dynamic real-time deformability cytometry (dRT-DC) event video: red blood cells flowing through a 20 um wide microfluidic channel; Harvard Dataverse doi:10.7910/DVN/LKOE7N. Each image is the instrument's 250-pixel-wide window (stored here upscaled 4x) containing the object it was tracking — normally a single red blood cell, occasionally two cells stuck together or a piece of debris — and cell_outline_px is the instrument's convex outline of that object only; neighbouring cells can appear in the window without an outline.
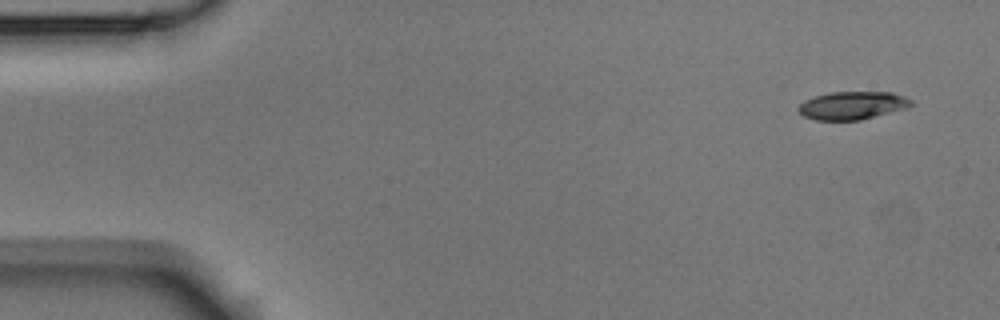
{"species": "Egyptian fruit bat (a non-hibernating species)", "species_latin": "Rousettus aegyptiacus", "temperature_condition": "room temperature", "stored_images_in_passage": 5, "camera_frame_rate_fps": 3000, "um_per_image_px": 0.085, "animal": {"sex": "male"}, "frame": {"image": 1, "passage_image": 1, "time_ms": 0.0, "image_size_px": [1000, 320], "cell_outline_px": [[912, 104], [908, 108], [860, 120], [816, 120], [804, 116], [796, 108], [804, 100], [828, 92], [892, 92], [904, 96], [912, 100]], "centroid_in_image_um": [72.46, 8.96], "position_along_channel_um": 12.5, "area_um2": 18.44}}
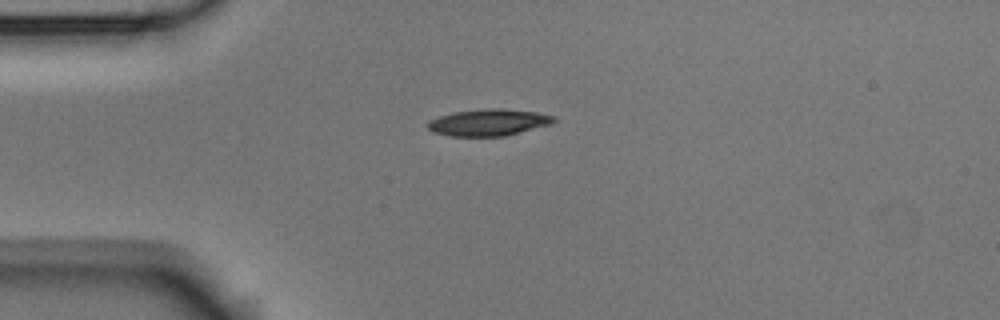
{"frame": {"image": 2, "passage_image": 4, "time_ms": 1.0, "image_size_px": [1000, 320], "cell_outline_px": [[556, 120], [552, 124], [504, 136], [448, 136], [432, 132], [428, 128], [428, 120], [452, 112], [488, 108], [500, 108], [536, 112], [556, 116]], "centroid_in_image_um": [41.53, 10.4], "position_along_channel_um": 43.5, "area_um2": 19.71}}